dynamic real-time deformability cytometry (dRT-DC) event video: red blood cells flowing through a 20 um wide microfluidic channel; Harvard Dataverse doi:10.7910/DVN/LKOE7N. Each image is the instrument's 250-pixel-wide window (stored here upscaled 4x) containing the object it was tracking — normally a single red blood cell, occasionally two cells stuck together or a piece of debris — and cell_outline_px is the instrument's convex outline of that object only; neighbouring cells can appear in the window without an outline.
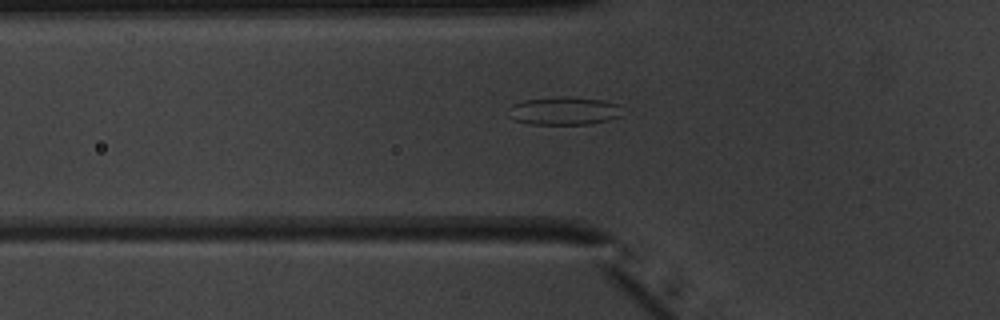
{"species": "common noctule bat (a hibernating species)", "species_latin": "Nyctalus noctula", "temperature_condition": "warm", "stored_images_in_passage": 37, "camera_frame_rate_fps": 3000, "um_per_image_px": 0.085, "animal": {"sex": "male", "body_mass_g": 20.1, "forearm_length_mm": 53.5}, "frame": {"image": 1, "passage_image": 4, "time_ms": 1.0, "image_size_px": [1000, 320], "cell_outline_px": [[620, 116], [608, 120], [588, 124], [528, 124], [516, 120], [508, 116], [508, 108], [512, 104], [524, 100], [560, 96], [568, 96], [604, 100], [620, 104]], "centroid_in_image_um": [47.92, 9.41], "position_along_channel_um": 77.9, "area_um2": 18.79}}
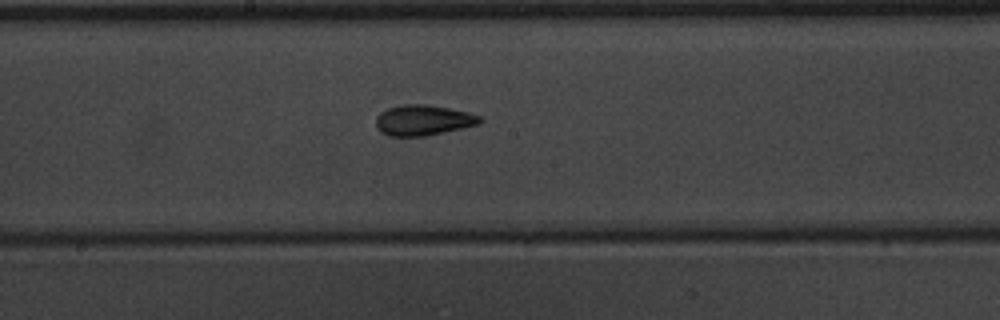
{"frame": {"image": 2, "passage_image": 14, "time_ms": 4.333, "image_size_px": [1000, 320], "cell_outline_px": [[484, 120], [480, 124], [464, 128], [424, 136], [388, 136], [380, 132], [376, 128], [376, 116], [380, 112], [388, 108], [404, 104], [424, 104], [448, 108], [468, 112], [480, 116]], "centroid_in_image_um": [35.96, 10.22], "position_along_channel_um": 212.2, "area_um2": 18.61}}
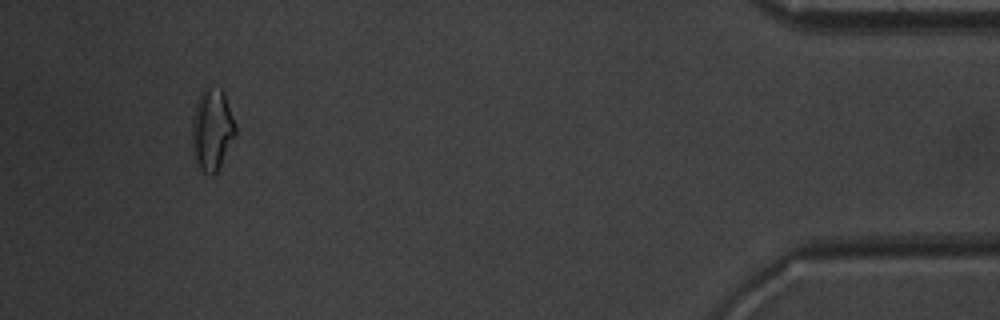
{"frame": {"image": 3, "passage_image": 34, "time_ms": 11.0, "image_size_px": [1000, 320], "cell_outline_px": [[236, 136], [216, 172], [212, 176], [204, 172], [200, 168], [196, 160], [192, 148], [192, 116], [200, 92], [204, 88], [220, 88], [224, 92], [236, 124]], "centroid_in_image_um": [18.03, 11.0], "position_along_channel_um": 417.2, "area_um2": 20.69}, "authors_computed_cell_mechanics": {"area_um2": 18.207, "velocity_mm_per_s": 4.0025, "shape_relaxation_time_tau1_ms": null, "shape_relaxation_time_tau2_ms": 2.5926, "deformation_change_tau1": null, "deformation_change_tau2": 0.1116}}